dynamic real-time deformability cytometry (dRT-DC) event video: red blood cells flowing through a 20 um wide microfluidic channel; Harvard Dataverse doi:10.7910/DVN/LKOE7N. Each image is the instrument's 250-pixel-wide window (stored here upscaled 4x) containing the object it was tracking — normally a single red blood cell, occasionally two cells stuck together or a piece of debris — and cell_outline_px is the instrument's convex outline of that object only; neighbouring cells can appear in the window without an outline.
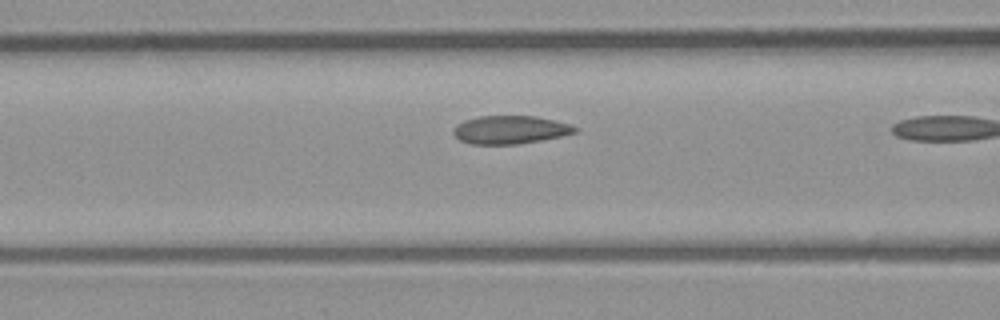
{"species": "common noctule bat (a hibernating species)", "species_latin": "Nyctalus noctula", "temperature_condition": "room temperature", "stored_images_in_passage": 9, "camera_frame_rate_fps": 3000, "um_per_image_px": 0.085, "animal": {"sex": "male", "body_mass_g": 23.1, "forearm_length_mm": 52.7}, "frame": {"image": 1, "passage_image": 8, "time_ms": 2.333, "image_size_px": [1000, 320], "cell_outline_px": [[580, 132], [564, 136], [520, 144], [472, 144], [460, 140], [452, 132], [456, 124], [464, 120], [480, 116], [536, 116], [572, 124], [580, 128]], "centroid_in_image_um": [43.44, 11.03], "position_along_channel_um": 123.2, "area_um2": 20.29}}